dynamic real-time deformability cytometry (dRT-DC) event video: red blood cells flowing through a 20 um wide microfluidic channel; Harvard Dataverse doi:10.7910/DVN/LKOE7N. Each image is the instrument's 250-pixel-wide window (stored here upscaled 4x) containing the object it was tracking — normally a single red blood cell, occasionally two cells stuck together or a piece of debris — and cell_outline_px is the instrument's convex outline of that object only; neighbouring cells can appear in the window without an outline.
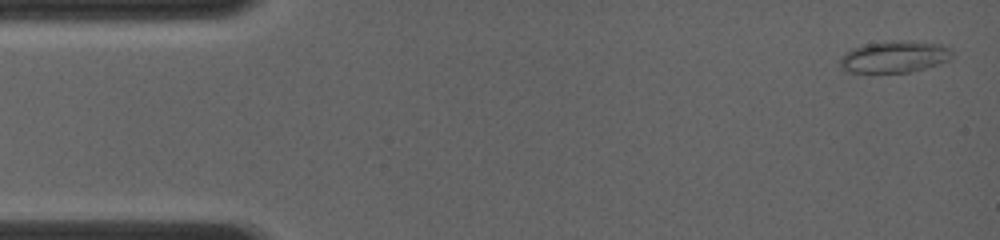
{"species": "common noctule bat (a hibernating species)", "species_latin": "Nyctalus noctula", "temperature_condition": "room temperature", "stored_images_in_passage": 5, "camera_frame_rate_fps": 4000, "um_per_image_px": 0.085, "animal": {"sex": "female", "body_mass_g": 19.0, "forearm_length_mm": 56.7}, "frame": {"image": 1, "passage_image": 1, "time_ms": 0.0, "image_size_px": [1000, 240], "cell_outline_px": [[952, 56], [948, 60], [924, 68], [908, 72], [844, 72], [840, 64], [840, 60], [852, 48], [864, 44], [908, 40], [912, 40], [940, 44], [948, 48], [952, 52]], "centroid_in_image_um": [76.02, 4.82], "position_along_channel_um": 9.0, "area_um2": 20.35}}
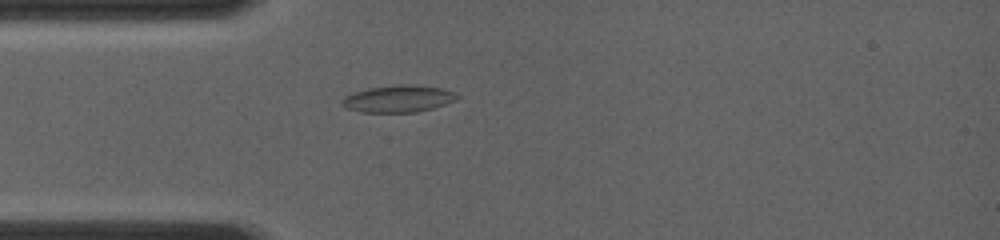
{"frame": {"image": 2, "passage_image": 5, "time_ms": 3.5, "image_size_px": [1000, 240], "cell_outline_px": [[460, 96], [456, 100], [432, 108], [416, 112], [360, 112], [348, 108], [340, 104], [340, 100], [344, 96], [368, 88], [396, 84], [412, 84], [440, 88], [456, 92]], "centroid_in_image_um": [33.85, 8.38], "position_along_channel_um": 51.2, "area_um2": 18.15}}